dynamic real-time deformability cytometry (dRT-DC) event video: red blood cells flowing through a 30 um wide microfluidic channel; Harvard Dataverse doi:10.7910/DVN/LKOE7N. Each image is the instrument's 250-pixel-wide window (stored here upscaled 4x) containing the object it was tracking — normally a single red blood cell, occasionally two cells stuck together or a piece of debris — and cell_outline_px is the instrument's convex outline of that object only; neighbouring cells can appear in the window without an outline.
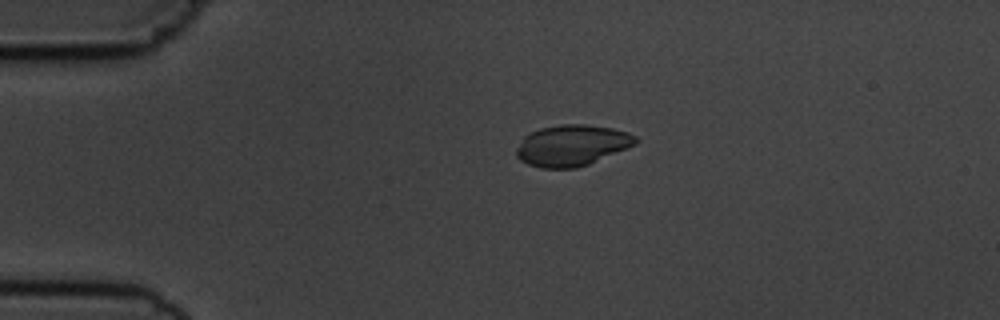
{"species": "common noctule bat (a hibernating species)", "species_latin": "Nyctalus noctula", "temperature_condition": "cold", "stored_images_in_passage": 2, "camera_frame_rate_fps": 3000, "um_per_image_px": 0.085, "animal": {"sex": "male", "body_mass_g": 19.5, "forearm_length_mm": 54.6}, "frame": {"image": 1, "passage_image": 1, "time_ms": 0.0, "image_size_px": [1000, 320], "cell_outline_px": [[640, 140], [636, 144], [628, 148], [588, 164], [576, 168], [540, 168], [528, 164], [520, 160], [516, 156], [516, 148], [524, 136], [540, 128], [560, 124], [588, 124], [612, 128], [628, 132], [636, 136]], "centroid_in_image_um": [48.62, 12.35], "position_along_channel_um": 36.4, "area_um2": 28.67}}